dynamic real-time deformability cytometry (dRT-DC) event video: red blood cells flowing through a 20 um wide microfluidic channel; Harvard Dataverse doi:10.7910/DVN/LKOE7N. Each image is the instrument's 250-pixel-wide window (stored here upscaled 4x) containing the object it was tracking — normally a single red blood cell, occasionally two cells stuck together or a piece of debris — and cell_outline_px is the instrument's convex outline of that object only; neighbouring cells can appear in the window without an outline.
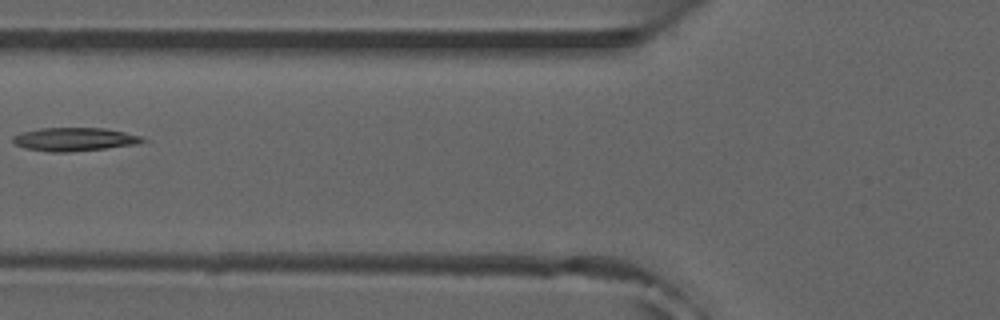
{"species": "common noctule bat (a hibernating species)", "species_latin": "Nyctalus noctula", "temperature_condition": "room temperature", "stored_images_in_passage": 7, "camera_frame_rate_fps": 3000, "um_per_image_px": 0.085, "animal": {"sex": "male", "forearm_length_mm": 52.5}, "frame": {"image": 1, "passage_image": 6, "time_ms": 1.667, "image_size_px": [1000, 320], "cell_outline_px": [[152, 140], [136, 144], [108, 148], [68, 152], [52, 152], [24, 148], [16, 144], [12, 140], [12, 136], [20, 132], [40, 128], [104, 128], [124, 132], [140, 136]], "centroid_in_image_um": [6.34, 11.84], "position_along_channel_um": 119.5, "area_um2": 17.8}}
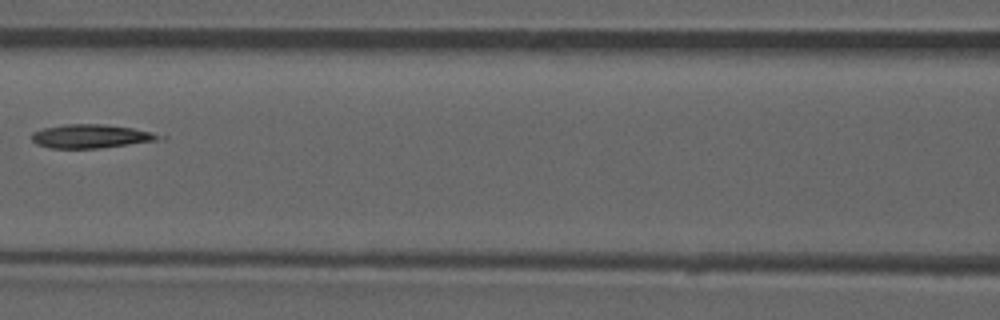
{"frame": {"image": 2, "passage_image": 7, "time_ms": 2.0, "image_size_px": [1000, 320], "cell_outline_px": [[168, 136], [164, 140], [100, 148], [48, 148], [36, 144], [32, 140], [32, 132], [44, 128], [64, 124], [104, 124], [132, 128], [152, 132]], "centroid_in_image_um": [7.81, 11.58], "position_along_channel_um": 158.8, "area_um2": 17.86}}